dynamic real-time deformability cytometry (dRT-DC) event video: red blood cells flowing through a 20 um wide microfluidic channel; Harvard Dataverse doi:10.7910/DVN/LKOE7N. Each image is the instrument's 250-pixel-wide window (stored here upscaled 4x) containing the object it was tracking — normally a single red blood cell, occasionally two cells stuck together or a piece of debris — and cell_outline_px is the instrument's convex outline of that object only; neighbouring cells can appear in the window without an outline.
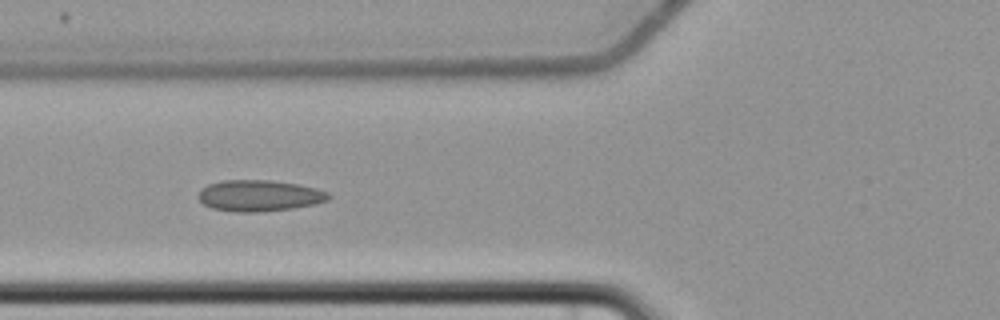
{"species": "common noctule bat (a hibernating species)", "species_latin": "Nyctalus noctula", "temperature_condition": "cold", "stored_images_in_passage": 8, "camera_frame_rate_fps": 3000, "um_per_image_px": 0.085, "animal": {"sex": "female", "body_mass_g": 22.7, "forearm_length_mm": 54.2}, "frame": {"image": 1, "passage_image": 7, "time_ms": 7.333, "image_size_px": [1000, 320], "cell_outline_px": [[332, 196], [328, 200], [316, 204], [292, 208], [256, 212], [236, 212], [212, 208], [204, 204], [196, 196], [200, 188], [208, 184], [224, 180], [268, 180], [300, 184], [316, 188], [328, 192]], "centroid_in_image_um": [22.03, 16.62], "position_along_channel_um": 103.8, "area_um2": 23.87}}
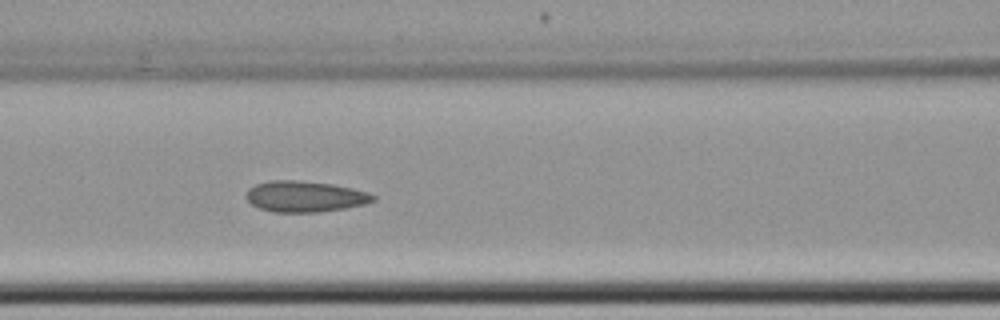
{"frame": {"image": 2, "passage_image": 8, "time_ms": 8.333, "image_size_px": [1000, 320], "cell_outline_px": [[376, 200], [364, 204], [344, 208], [316, 212], [272, 212], [260, 208], [252, 204], [244, 196], [248, 188], [256, 184], [268, 180], [300, 180], [332, 184], [352, 188], [368, 192], [376, 196]], "centroid_in_image_um": [25.9, 16.69], "position_along_channel_um": 140.7, "area_um2": 23.0}}